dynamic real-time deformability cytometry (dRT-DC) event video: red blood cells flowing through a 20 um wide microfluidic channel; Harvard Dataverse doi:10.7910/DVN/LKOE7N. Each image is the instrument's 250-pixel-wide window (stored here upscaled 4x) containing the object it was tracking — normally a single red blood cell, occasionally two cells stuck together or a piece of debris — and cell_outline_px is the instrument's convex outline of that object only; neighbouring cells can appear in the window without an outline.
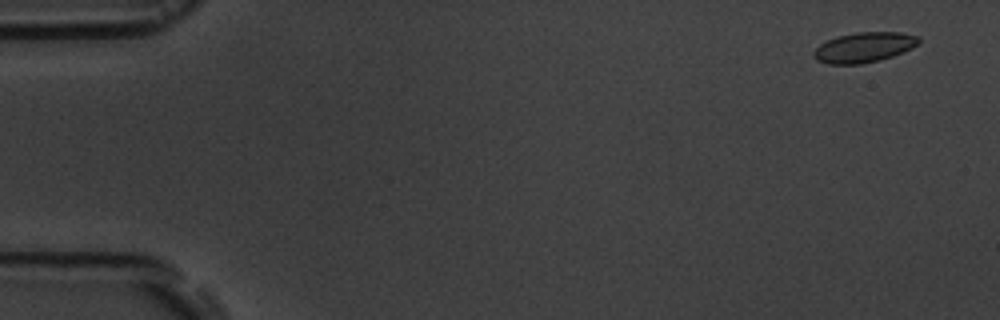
{"species": "common noctule bat (a hibernating species)", "species_latin": "Nyctalus noctula", "temperature_condition": "room temperature", "stored_images_in_passage": 5, "camera_frame_rate_fps": 3000, "um_per_image_px": 0.085, "animal": {"sex": "male", "body_mass_g": 19.5, "forearm_length_mm": 54.6}, "frame": {"image": 1, "passage_image": 1, "time_ms": 0.0, "image_size_px": [1000, 320], "cell_outline_px": [[920, 40], [912, 48], [892, 56], [880, 60], [860, 64], [828, 64], [816, 60], [812, 56], [812, 52], [820, 44], [836, 36], [856, 32], [900, 32], [920, 36]], "centroid_in_image_um": [73.42, 4.02], "position_along_channel_um": 11.6, "area_um2": 18.5}}